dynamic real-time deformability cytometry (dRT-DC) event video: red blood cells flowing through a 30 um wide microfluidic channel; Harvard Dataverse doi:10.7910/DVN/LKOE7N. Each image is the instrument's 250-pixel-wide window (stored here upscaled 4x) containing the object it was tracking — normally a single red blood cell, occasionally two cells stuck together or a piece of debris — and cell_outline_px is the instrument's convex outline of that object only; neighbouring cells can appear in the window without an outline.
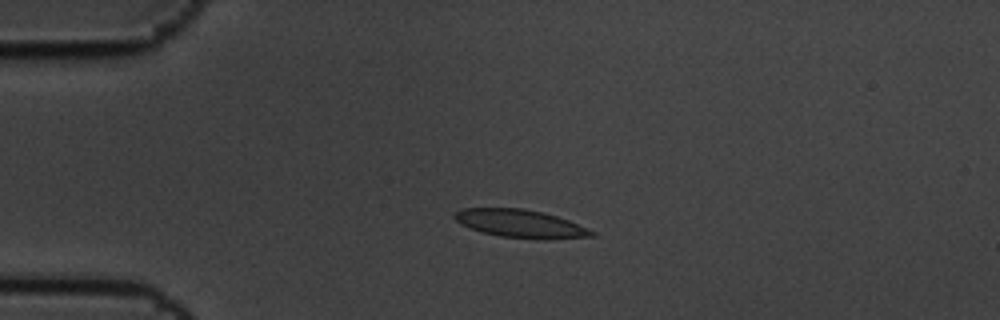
{"species": "common noctule bat (a hibernating species)", "species_latin": "Nyctalus noctula", "temperature_condition": "cold", "stored_images_in_passage": 6, "camera_frame_rate_fps": 3000, "um_per_image_px": 0.085, "animal": {"sex": "male", "body_mass_g": 19.5, "forearm_length_mm": 54.6}, "frame": {"image": 1, "passage_image": 4, "time_ms": 1.0, "image_size_px": [1000, 320], "cell_outline_px": [[596, 236], [548, 240], [544, 240], [500, 236], [480, 232], [460, 224], [452, 216], [460, 208], [524, 208], [544, 212], [568, 220], [596, 232]], "centroid_in_image_um": [44.24, 19.02], "position_along_channel_um": 40.8, "area_um2": 22.66}}
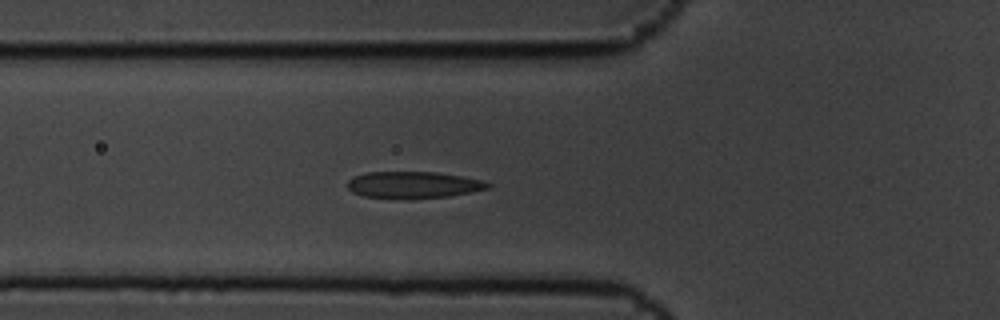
{"frame": {"image": 2, "passage_image": 6, "time_ms": 1.667, "image_size_px": [1000, 320], "cell_outline_px": [[492, 184], [488, 188], [472, 192], [448, 196], [408, 200], [364, 196], [352, 192], [348, 188], [348, 180], [352, 176], [364, 172], [436, 172], [460, 176], [480, 180]], "centroid_in_image_um": [35.08, 15.72], "position_along_channel_um": 90.7, "area_um2": 22.08}}